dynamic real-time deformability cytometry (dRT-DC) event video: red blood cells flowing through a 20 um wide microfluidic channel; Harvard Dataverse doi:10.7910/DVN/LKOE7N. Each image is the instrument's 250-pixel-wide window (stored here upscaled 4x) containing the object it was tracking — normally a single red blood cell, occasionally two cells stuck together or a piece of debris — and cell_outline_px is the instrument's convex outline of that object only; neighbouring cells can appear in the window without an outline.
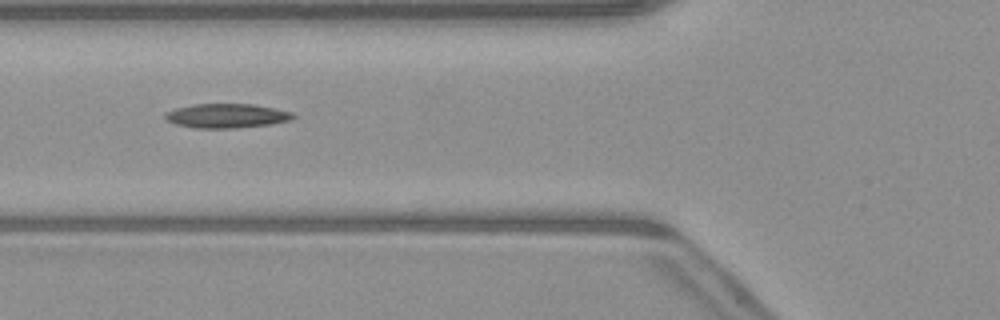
{"species": "common noctule bat (a hibernating species)", "species_latin": "Nyctalus noctula", "temperature_condition": "warm", "stored_images_in_passage": 3, "camera_frame_rate_fps": 3000, "um_per_image_px": 0.085, "animal": {"sex": "male", "body_mass_g": 23.1, "forearm_length_mm": 52.7}, "frame": {"image": 1, "passage_image": 3, "time_ms": 3.0, "image_size_px": [1000, 320], "cell_outline_px": [[296, 116], [292, 120], [268, 124], [232, 128], [192, 128], [176, 124], [164, 120], [164, 112], [176, 108], [192, 104], [252, 104], [292, 112]], "centroid_in_image_um": [19.2, 9.84], "position_along_channel_um": 106.6, "area_um2": 18.09}}